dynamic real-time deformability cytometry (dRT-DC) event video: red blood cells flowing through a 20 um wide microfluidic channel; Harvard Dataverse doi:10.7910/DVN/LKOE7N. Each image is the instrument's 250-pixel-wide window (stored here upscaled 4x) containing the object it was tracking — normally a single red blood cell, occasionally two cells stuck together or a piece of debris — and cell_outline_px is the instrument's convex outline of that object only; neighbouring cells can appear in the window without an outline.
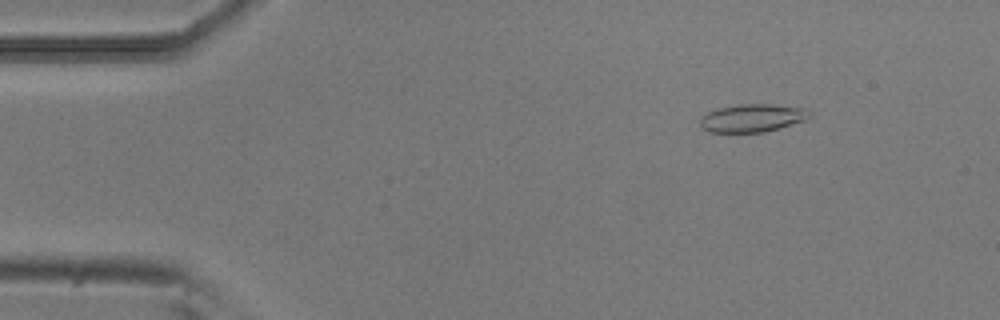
{"species": "common noctule bat (a hibernating species)", "species_latin": "Nyctalus noctula", "temperature_condition": "room temperature", "stored_images_in_passage": 53, "camera_frame_rate_fps": 3000, "um_per_image_px": 0.085, "animal": {"sex": "male", "body_mass_g": 20.5, "forearm_length_mm": 52.5}, "frame": {"image": 1, "passage_image": 7, "time_ms": 2.0, "image_size_px": [1000, 320], "cell_outline_px": [[812, 116], [808, 120], [764, 132], [708, 132], [700, 124], [700, 120], [708, 112], [716, 108], [740, 104], [768, 104], [804, 108], [812, 112]], "centroid_in_image_um": [64.0, 10.03], "position_along_channel_um": 21.0, "area_um2": 17.86}}
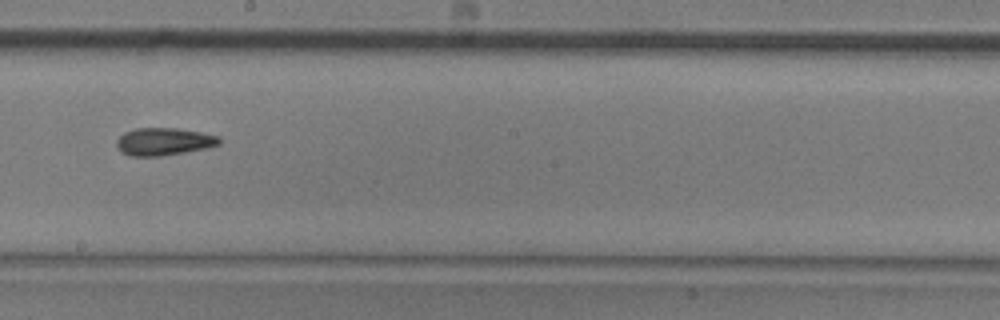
{"frame": {"image": 2, "passage_image": 30, "time_ms": 9.667, "image_size_px": [1000, 320], "cell_outline_px": [[220, 144], [208, 148], [160, 156], [132, 156], [120, 152], [116, 144], [116, 140], [124, 132], [136, 128], [176, 128], [200, 132], [220, 136]], "centroid_in_image_um": [13.92, 12.03], "position_along_channel_um": 234.3, "area_um2": 16.53}}
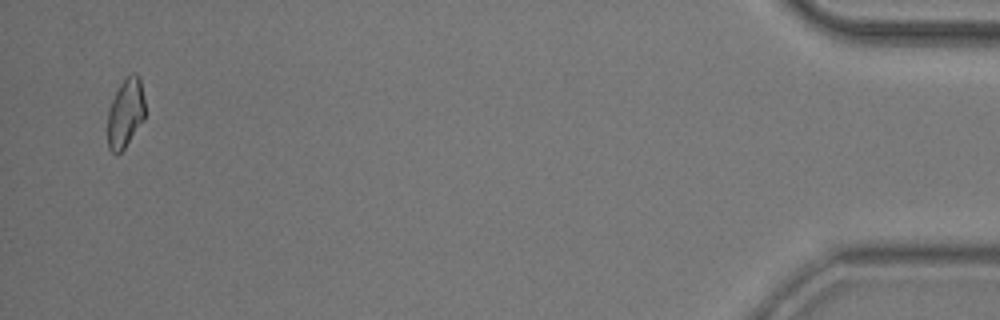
{"frame": {"image": 3, "passage_image": 52, "time_ms": 17.0, "image_size_px": [1000, 320], "cell_outline_px": [[144, 120], [124, 148], [116, 156], [108, 148], [108, 112], [112, 100], [120, 84], [132, 72], [136, 72], [140, 76], [144, 100]], "centroid_in_image_um": [10.67, 9.61], "position_along_channel_um": 424.5, "area_um2": 15.03}, "authors_computed_cell_mechanics": {"area_um2": 16.3574, "velocity_mm_per_s": 3.7725, "shape_relaxation_time_tau1_ms": null, "shape_relaxation_time_tau2_ms": 3.6993, "deformation_change_tau1": null, "deformation_change_tau2": 0.0994}}